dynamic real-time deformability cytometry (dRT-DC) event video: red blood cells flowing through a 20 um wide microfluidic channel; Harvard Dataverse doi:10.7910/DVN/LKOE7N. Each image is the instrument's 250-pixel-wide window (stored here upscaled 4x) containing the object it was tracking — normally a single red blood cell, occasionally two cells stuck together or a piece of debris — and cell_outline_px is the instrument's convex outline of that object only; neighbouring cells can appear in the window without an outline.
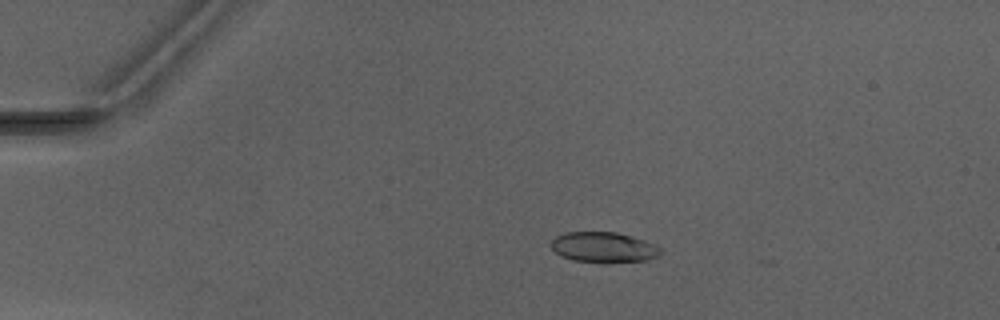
{"species": "Egyptian fruit bat (a non-hibernating species)", "species_latin": "Rousettus aegyptiacus", "temperature_condition": "warm", "stored_images_in_passage": 8, "camera_frame_rate_fps": 3000, "um_per_image_px": 0.085, "animal": {"sex": "male"}, "frame": {"image": 1, "passage_image": 4, "time_ms": 3.667, "image_size_px": [1000, 320], "cell_outline_px": [[664, 252], [648, 260], [572, 260], [556, 252], [548, 244], [556, 236], [564, 232], [616, 232], [644, 240], [656, 244]], "centroid_in_image_um": [51.3, 20.97], "position_along_channel_um": 33.7, "area_um2": 18.67}}
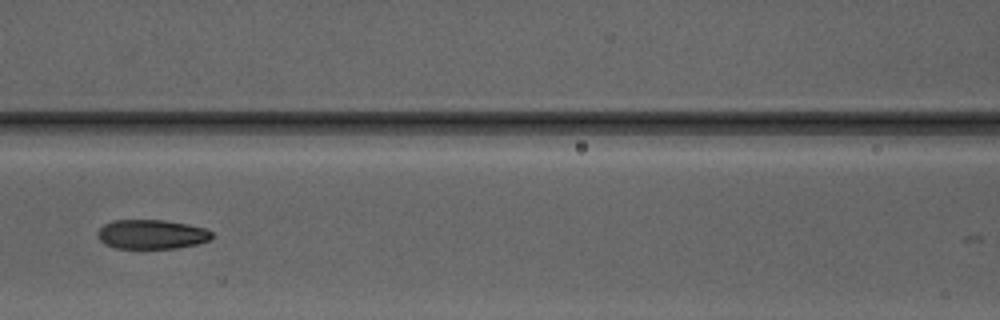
{"frame": {"image": 2, "passage_image": 7, "time_ms": 8.0, "image_size_px": [1000, 320], "cell_outline_px": [[216, 236], [208, 240], [196, 244], [176, 248], [116, 248], [104, 244], [96, 236], [96, 232], [104, 224], [112, 220], [164, 220], [204, 228], [212, 232]], "centroid_in_image_um": [12.85, 19.92], "position_along_channel_um": 153.7, "area_um2": 19.54}}